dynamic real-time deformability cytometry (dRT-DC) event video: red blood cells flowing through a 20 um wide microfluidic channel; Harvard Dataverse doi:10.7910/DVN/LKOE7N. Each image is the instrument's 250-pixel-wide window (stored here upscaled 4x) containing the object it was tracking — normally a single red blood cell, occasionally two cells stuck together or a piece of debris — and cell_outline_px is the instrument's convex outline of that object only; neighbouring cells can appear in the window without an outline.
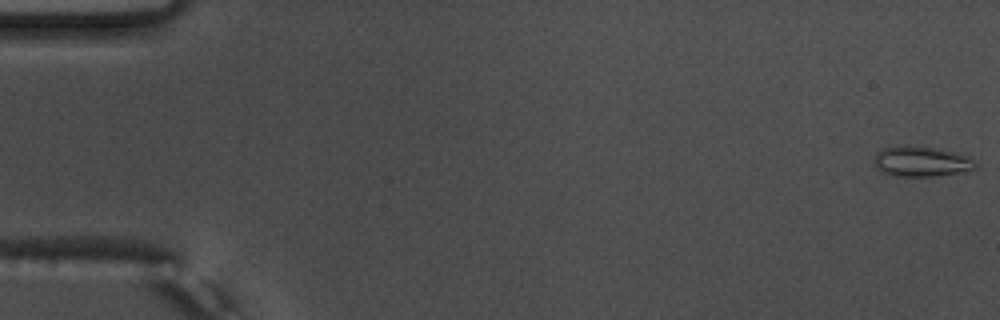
{"species": "common noctule bat (a hibernating species)", "species_latin": "Nyctalus noctula", "temperature_condition": "warm", "stored_images_in_passage": 56, "camera_frame_rate_fps": 3000, "um_per_image_px": 0.085, "animal": {"sex": "male", "body_mass_g": 17.5, "forearm_length_mm": 52.3}, "frame": {"image": 1, "passage_image": 1, "time_ms": 0.0, "image_size_px": [1000, 320], "cell_outline_px": [[980, 164], [976, 168], [936, 176], [896, 176], [884, 172], [876, 168], [872, 156], [876, 152], [884, 148], [908, 144], [936, 148], [956, 152], [968, 156]], "centroid_in_image_um": [78.3, 13.7], "position_along_channel_um": 6.7, "area_um2": 18.09}}
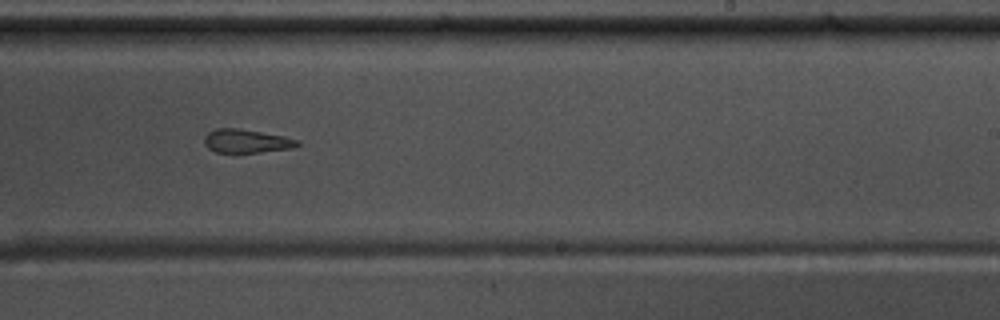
{"frame": {"image": 2, "passage_image": 35, "time_ms": 11.333, "image_size_px": [1000, 320], "cell_outline_px": [[300, 144], [292, 148], [236, 156], [216, 152], [208, 148], [204, 144], [204, 136], [208, 132], [216, 128], [236, 128], [284, 136], [300, 140]], "centroid_in_image_um": [20.91, 12.04], "position_along_channel_um": 268.1, "area_um2": 13.47}}
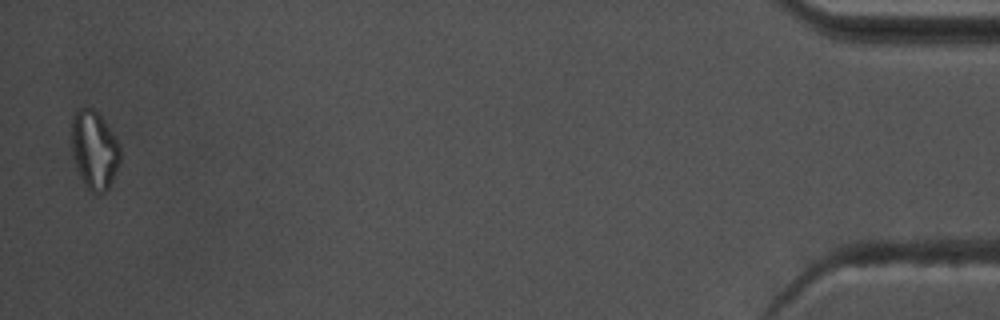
{"frame": {"image": 3, "passage_image": 55, "time_ms": 18.0, "image_size_px": [1000, 320], "cell_outline_px": [[120, 160], [108, 188], [104, 192], [96, 196], [84, 184], [76, 164], [72, 152], [72, 116], [80, 108], [92, 108], [104, 120], [112, 132], [120, 148]], "centroid_in_image_um": [8.01, 12.75], "position_along_channel_um": 427.2, "area_um2": 21.79}, "authors_computed_cell_mechanics": {"area_um2": 15.4904, "velocity_mm_per_s": 3.7409, "shape_relaxation_time_tau1_ms": null, "shape_relaxation_time_tau2_ms": 3.9598, "deformation_change_tau1": null, "deformation_change_tau2": 0.1276}}